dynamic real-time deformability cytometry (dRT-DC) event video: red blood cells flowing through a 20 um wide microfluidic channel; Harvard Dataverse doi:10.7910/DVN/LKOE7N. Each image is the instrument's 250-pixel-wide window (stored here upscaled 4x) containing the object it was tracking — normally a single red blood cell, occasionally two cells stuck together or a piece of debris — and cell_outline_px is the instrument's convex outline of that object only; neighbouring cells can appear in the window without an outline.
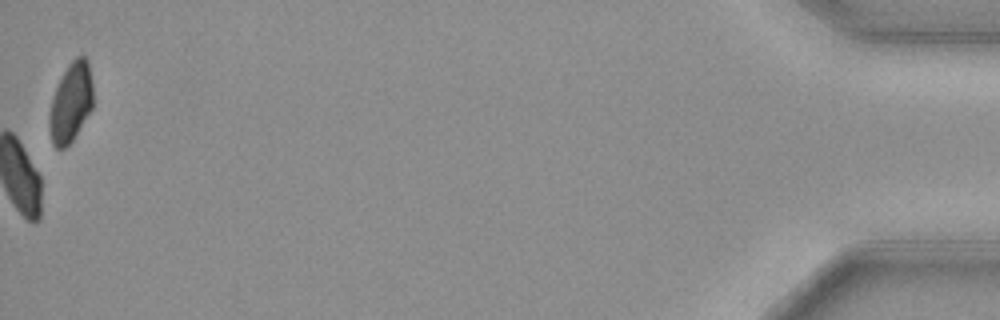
{"species": "common noctule bat (a hibernating species)", "species_latin": "Nyctalus noctula", "temperature_condition": "cold", "stored_images_in_passage": 55, "camera_frame_rate_fps": 3000, "um_per_image_px": 0.085, "animal": {"sex": "female", "body_mass_g": 29.2, "forearm_length_mm": 56.3}, "frame": {"image": 1, "passage_image": 55, "time_ms": 18.0, "image_size_px": [1000, 320], "cell_outline_px": [[92, 108], [72, 140], [64, 148], [56, 148], [52, 144], [48, 120], [52, 100], [56, 88], [68, 64], [76, 56], [84, 56], [88, 60], [92, 80]], "centroid_in_image_um": [6.02, 8.69], "position_along_channel_um": 429.2, "area_um2": 19.94}, "authors_computed_cell_mechanics": {"area_um2": 22.0218, "velocity_mm_per_s": 3.7135, "shape_relaxation_time_tau1_ms": 2.8647, "shape_relaxation_time_tau2_ms": null, "deformation_change_tau1": 0.0826, "deformation_change_tau2": null}}